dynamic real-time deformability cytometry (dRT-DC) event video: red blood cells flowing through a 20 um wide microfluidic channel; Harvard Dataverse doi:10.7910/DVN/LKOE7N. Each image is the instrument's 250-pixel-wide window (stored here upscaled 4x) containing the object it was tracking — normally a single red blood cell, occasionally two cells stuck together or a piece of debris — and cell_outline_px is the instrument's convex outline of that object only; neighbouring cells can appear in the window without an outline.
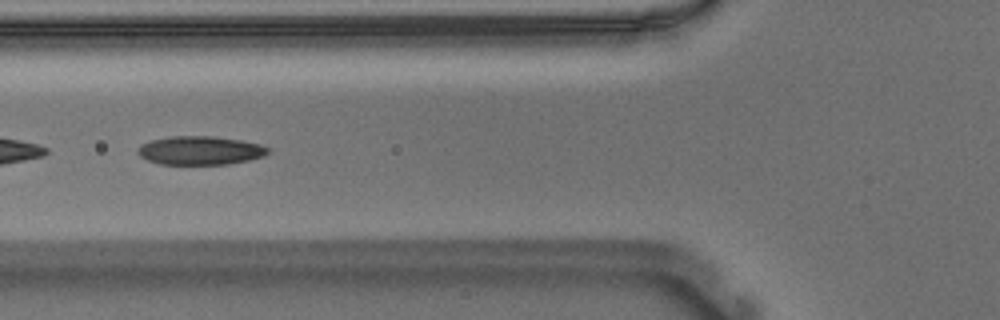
{"species": "Egyptian fruit bat (a non-hibernating species)", "species_latin": "Rousettus aegyptiacus", "temperature_condition": "warm", "stored_images_in_passage": 40, "camera_frame_rate_fps": 3000, "um_per_image_px": 0.085, "animal": {"sex": "male"}, "frame": {"image": 1, "passage_image": 7, "time_ms": 2.0, "image_size_px": [1000, 320], "cell_outline_px": [[268, 152], [264, 156], [248, 160], [228, 164], [160, 164], [148, 160], [140, 156], [136, 152], [140, 144], [152, 140], [172, 136], [212, 136], [240, 140], [260, 144], [268, 148]], "centroid_in_image_um": [16.99, 12.79], "position_along_channel_um": 108.8, "area_um2": 21.62}, "authors_computed_cell_mechanics": {"area_um2": 22.0796, "velocity_mm_per_s": 3.6706, "shape_relaxation_time_tau1_ms": 6.9412, "shape_relaxation_time_tau2_ms": 2.2546, "deformation_change_tau1": 0.1863, "deformation_change_tau2": 0.0802}}